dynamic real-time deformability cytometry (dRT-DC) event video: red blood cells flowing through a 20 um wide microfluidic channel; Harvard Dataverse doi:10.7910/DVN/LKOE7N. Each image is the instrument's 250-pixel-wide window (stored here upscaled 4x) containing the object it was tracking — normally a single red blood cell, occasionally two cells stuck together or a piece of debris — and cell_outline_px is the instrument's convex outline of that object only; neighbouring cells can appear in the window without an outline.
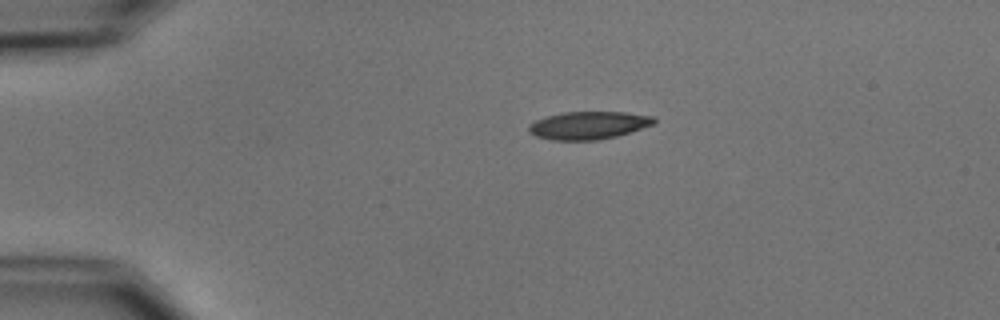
{"species": "common noctule bat (a hibernating species)", "species_latin": "Nyctalus noctula", "temperature_condition": "cold", "stored_images_in_passage": 3, "camera_frame_rate_fps": 3000, "um_per_image_px": 0.085, "animal": {"sex": "male", "body_mass_g": 15.6}, "frame": {"image": 1, "passage_image": 3, "time_ms": 2.333, "image_size_px": [1000, 320], "cell_outline_px": [[656, 124], [616, 136], [596, 140], [552, 140], [536, 136], [528, 132], [528, 124], [536, 120], [548, 116], [564, 112], [624, 112], [656, 116]], "centroid_in_image_um": [50.05, 10.65], "position_along_channel_um": 35.0, "area_um2": 20.35}}